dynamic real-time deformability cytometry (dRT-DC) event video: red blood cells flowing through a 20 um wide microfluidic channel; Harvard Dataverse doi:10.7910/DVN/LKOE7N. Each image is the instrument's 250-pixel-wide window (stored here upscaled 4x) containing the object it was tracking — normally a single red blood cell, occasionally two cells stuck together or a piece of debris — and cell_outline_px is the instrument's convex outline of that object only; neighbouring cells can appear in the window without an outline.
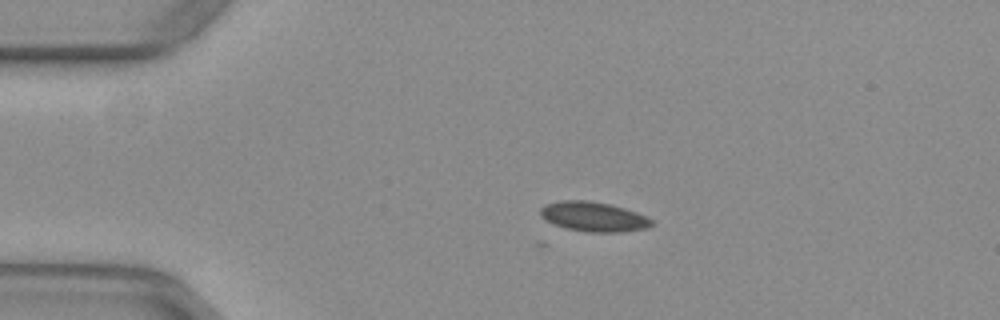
{"species": "common noctule bat (a hibernating species)", "species_latin": "Nyctalus noctula", "temperature_condition": "warm", "stored_images_in_passage": 6, "camera_frame_rate_fps": 3000, "um_per_image_px": 0.085, "animal": {"sex": "female", "body_mass_g": 29.2, "forearm_length_mm": 56.3}, "frame": {"image": 1, "passage_image": 1, "time_ms": 0.0, "image_size_px": [1000, 320], "cell_outline_px": [[656, 220], [652, 224], [644, 228], [620, 232], [584, 232], [564, 228], [544, 220], [540, 216], [540, 208], [544, 204], [560, 200], [588, 200], [612, 204], [648, 216]], "centroid_in_image_um": [50.42, 18.41], "position_along_channel_um": 34.6, "area_um2": 19.59}}